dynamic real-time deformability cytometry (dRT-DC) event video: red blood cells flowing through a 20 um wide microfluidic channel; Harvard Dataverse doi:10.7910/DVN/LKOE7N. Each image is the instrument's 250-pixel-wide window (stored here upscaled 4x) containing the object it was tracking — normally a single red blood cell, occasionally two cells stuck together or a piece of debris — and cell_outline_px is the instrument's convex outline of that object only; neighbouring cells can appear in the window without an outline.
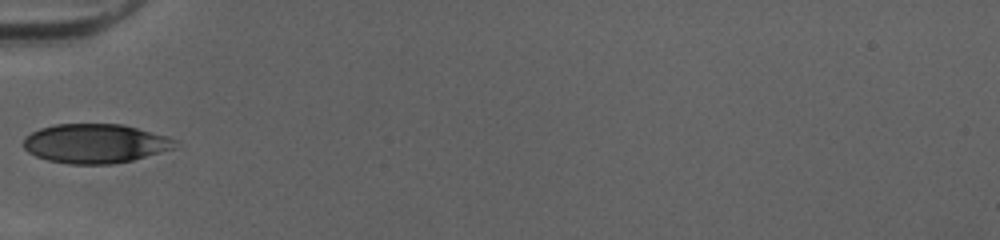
{"species": "human", "species_latin": "Homo sapiens", "temperature_condition": "cold", "stored_images_in_passage": 33, "camera_frame_rate_fps": 3000, "um_per_image_px": 0.085, "donor": {"sex": "female"}, "frame": {"image": 1, "passage_image": 1, "time_ms": 0.0, "image_size_px": [1000, 240], "cell_outline_px": [[176, 148], [132, 160], [112, 164], [68, 164], [48, 160], [36, 156], [28, 152], [24, 148], [24, 136], [40, 128], [56, 124], [124, 124], [168, 136], [176, 140]], "centroid_in_image_um": [8.1, 12.19], "position_along_channel_um": 76.9, "area_um2": 34.8}}
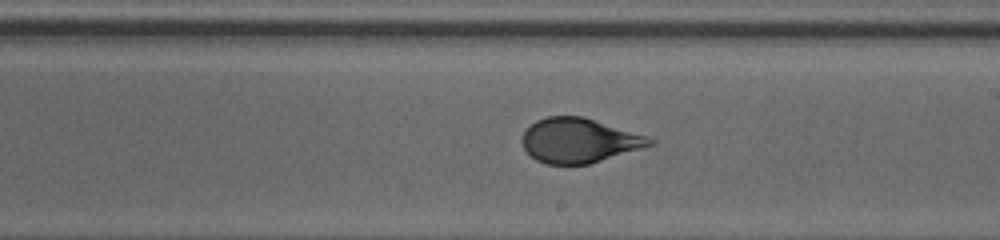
{"frame": {"image": 2, "passage_image": 13, "time_ms": 4.0, "image_size_px": [1000, 240], "cell_outline_px": [[656, 144], [588, 164], [544, 164], [536, 160], [524, 148], [520, 140], [524, 132], [536, 120], [548, 116], [584, 116], [648, 136], [656, 140]], "centroid_in_image_um": [49.24, 11.93], "position_along_channel_um": 239.8, "area_um2": 33.18}}
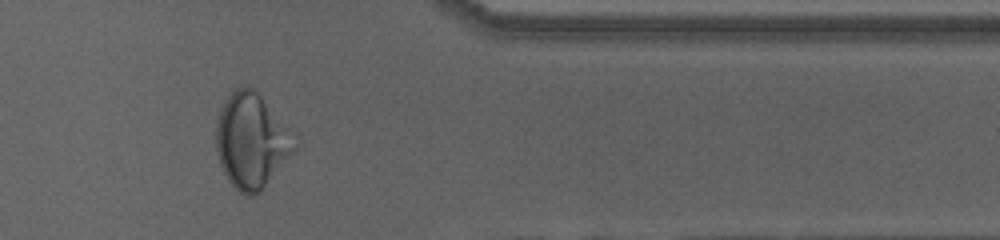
{"frame": {"image": 3, "passage_image": 25, "time_ms": 8.0, "image_size_px": [1000, 240], "cell_outline_px": [[300, 144], [260, 192], [252, 196], [244, 196], [228, 180], [220, 164], [216, 148], [216, 120], [220, 108], [228, 96], [236, 88], [252, 88], [260, 96], [300, 140]], "centroid_in_image_um": [21.39, 12.0], "position_along_channel_um": 390.0, "area_um2": 43.18}}